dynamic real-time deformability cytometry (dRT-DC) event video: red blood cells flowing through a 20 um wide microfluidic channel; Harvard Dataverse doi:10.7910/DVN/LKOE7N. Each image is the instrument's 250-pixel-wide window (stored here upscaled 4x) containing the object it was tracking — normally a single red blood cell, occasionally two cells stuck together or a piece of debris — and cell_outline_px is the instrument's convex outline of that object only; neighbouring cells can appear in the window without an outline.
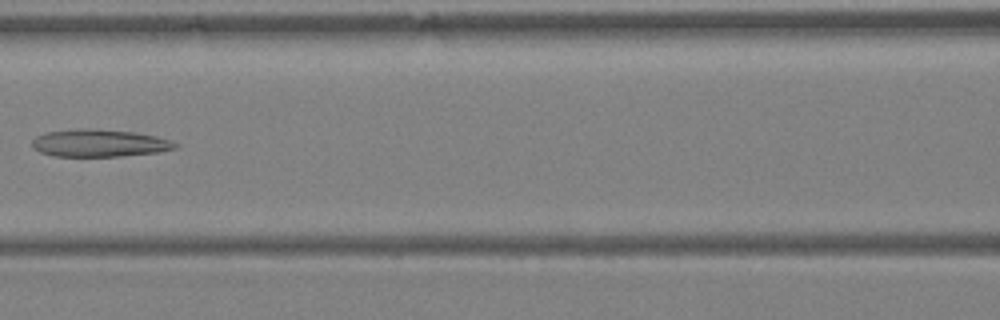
{"species": "Egyptian fruit bat (a non-hibernating species)", "species_latin": "Rousettus aegyptiacus", "temperature_condition": "warm", "stored_images_in_passage": 37, "camera_frame_rate_fps": 3000, "um_per_image_px": 0.085, "animal": {"sex": "female"}, "frame": {"image": 1, "passage_image": 16, "time_ms": 5.0, "image_size_px": [1000, 320], "cell_outline_px": [[180, 144], [176, 148], [160, 152], [120, 156], [52, 156], [40, 152], [32, 148], [32, 140], [36, 136], [44, 132], [76, 128], [88, 128], [136, 132], [156, 136], [172, 140]], "centroid_in_image_um": [8.44, 12.15], "position_along_channel_um": 158.2, "area_um2": 23.24}}
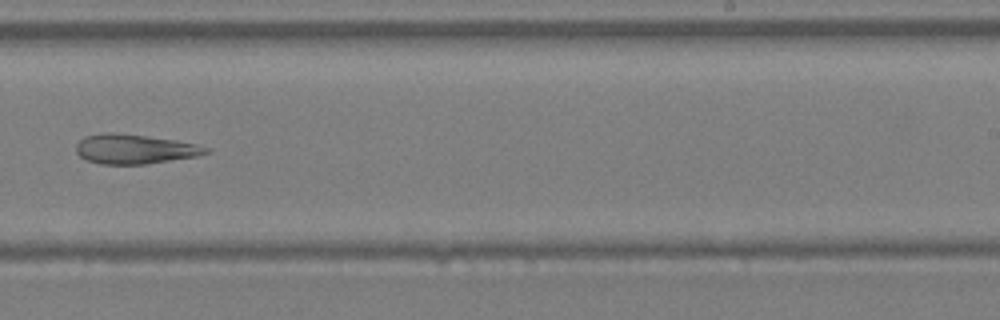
{"frame": {"image": 2, "passage_image": 23, "time_ms": 7.333, "image_size_px": [1000, 320], "cell_outline_px": [[212, 152], [196, 156], [144, 164], [100, 164], [84, 160], [76, 152], [76, 144], [84, 136], [104, 132], [144, 136], [176, 140], [196, 144], [208, 148]], "centroid_in_image_um": [11.41, 12.68], "position_along_channel_um": 277.6, "area_um2": 22.2}}
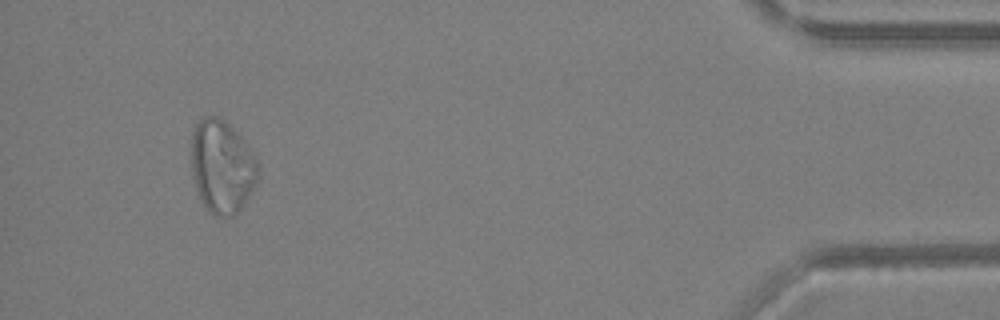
{"frame": {"image": 3, "passage_image": 35, "time_ms": 11.333, "image_size_px": [1000, 320], "cell_outline_px": [[260, 176], [256, 184], [244, 204], [232, 216], [216, 216], [208, 212], [200, 200], [196, 188], [192, 172], [192, 132], [196, 124], [204, 116], [220, 116], [240, 136], [256, 156], [260, 164]], "centroid_in_image_um": [18.9, 14.17], "position_along_channel_um": 416.3, "area_um2": 36.53}}